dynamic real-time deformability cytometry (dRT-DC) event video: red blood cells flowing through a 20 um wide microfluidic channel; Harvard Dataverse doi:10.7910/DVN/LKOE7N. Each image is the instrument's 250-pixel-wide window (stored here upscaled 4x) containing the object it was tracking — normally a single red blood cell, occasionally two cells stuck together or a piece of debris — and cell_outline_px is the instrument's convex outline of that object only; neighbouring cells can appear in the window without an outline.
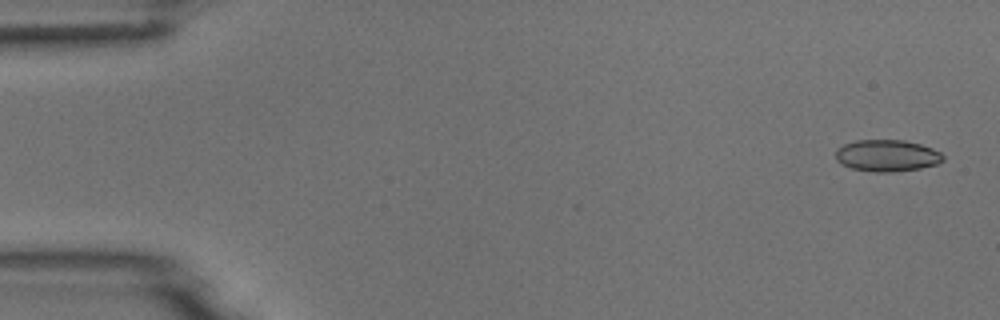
{"species": "common noctule bat (a hibernating species)", "species_latin": "Nyctalus noctula", "temperature_condition": "room temperature", "stored_images_in_passage": 6, "camera_frame_rate_fps": 3000, "um_per_image_px": 0.085, "animal": {"sex": "male", "body_mass_g": 18.8}, "frame": {"image": 1, "passage_image": 1, "time_ms": 0.0, "image_size_px": [1000, 320], "cell_outline_px": [[944, 160], [936, 164], [920, 168], [892, 172], [876, 172], [852, 168], [840, 164], [836, 160], [836, 148], [844, 144], [856, 140], [904, 140], [920, 144], [932, 148], [940, 152], [944, 156]], "centroid_in_image_um": [75.38, 13.22], "position_along_channel_um": 9.6, "area_um2": 19.88}}
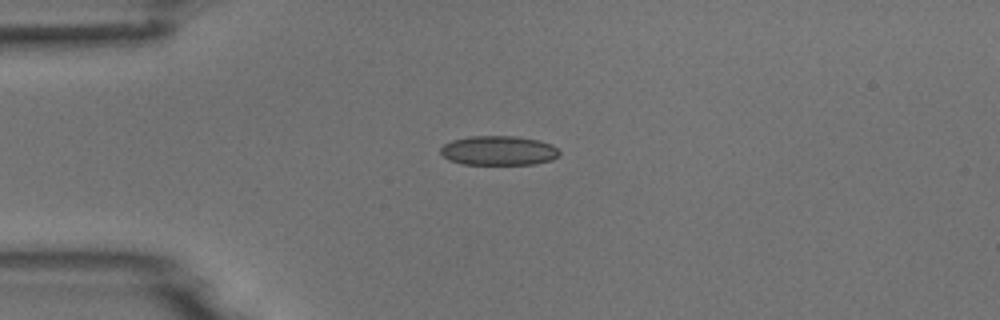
{"frame": {"image": 2, "passage_image": 4, "time_ms": 1.0, "image_size_px": [1000, 320], "cell_outline_px": [[560, 156], [552, 160], [536, 164], [464, 164], [448, 160], [440, 152], [440, 148], [444, 144], [452, 140], [468, 136], [516, 136], [540, 140], [552, 144], [560, 152]], "centroid_in_image_um": [42.4, 12.79], "position_along_channel_um": 42.6, "area_um2": 20.58}}